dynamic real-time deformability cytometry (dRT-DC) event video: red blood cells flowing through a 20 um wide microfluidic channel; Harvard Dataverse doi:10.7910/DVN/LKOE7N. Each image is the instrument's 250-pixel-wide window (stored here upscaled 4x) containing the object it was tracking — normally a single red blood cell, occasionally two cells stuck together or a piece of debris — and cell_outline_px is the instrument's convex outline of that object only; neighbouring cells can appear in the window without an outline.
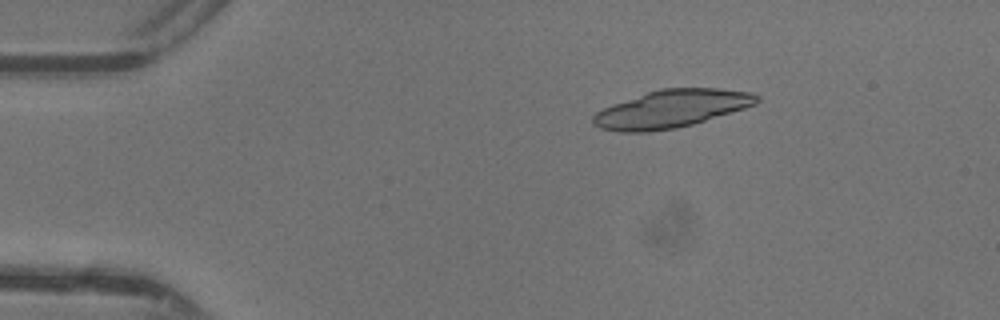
{"species": "common noctule bat (a hibernating species)", "species_latin": "Nyctalus noctula", "temperature_condition": "warm", "stored_images_in_passage": 43, "segment_of_instrument_passage": [1, 2], "camera_frame_rate_fps": 3000, "um_per_image_px": 0.085, "animal": {"sex": "female"}, "frame": {"image": 1, "passage_image": 4, "time_ms": 1.0, "image_size_px": [1000, 320], "cell_outline_px": [[760, 100], [756, 104], [744, 108], [692, 124], [676, 128], [648, 132], [620, 132], [600, 128], [592, 124], [592, 116], [596, 112], [612, 104], [660, 88], [720, 88], [752, 92], [760, 96]], "centroid_in_image_um": [57.06, 9.25], "position_along_channel_um": 27.9, "area_um2": 35.89}}